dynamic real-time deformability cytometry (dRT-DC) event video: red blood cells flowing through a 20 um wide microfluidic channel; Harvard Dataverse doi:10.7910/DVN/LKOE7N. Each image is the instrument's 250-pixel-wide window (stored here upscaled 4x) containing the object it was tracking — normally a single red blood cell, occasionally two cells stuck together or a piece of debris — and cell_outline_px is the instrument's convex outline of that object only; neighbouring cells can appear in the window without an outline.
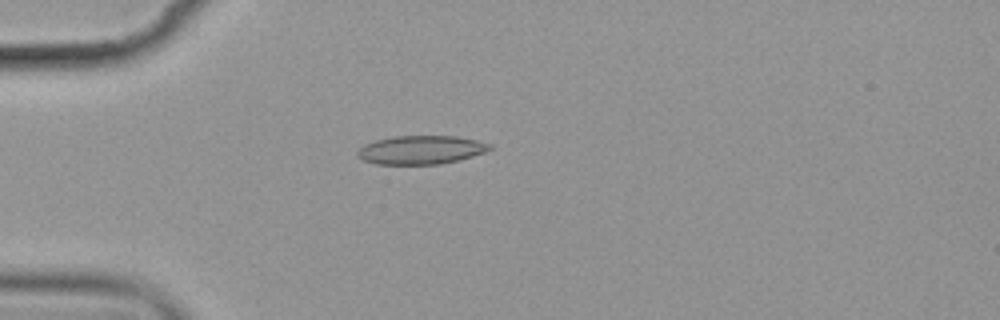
{"species": "common noctule bat (a hibernating species)", "species_latin": "Nyctalus noctula", "temperature_condition": "cold", "stored_images_in_passage": 4, "camera_frame_rate_fps": 3000, "um_per_image_px": 0.085, "animal": {"sex": "female", "body_mass_g": 19.9}, "frame": {"image": 1, "passage_image": 4, "time_ms": 3.333, "image_size_px": [1000, 320], "cell_outline_px": [[492, 148], [484, 152], [472, 156], [440, 164], [376, 164], [364, 160], [356, 156], [356, 152], [364, 144], [376, 140], [392, 136], [456, 136], [476, 140], [492, 144]], "centroid_in_image_um": [35.75, 12.73], "position_along_channel_um": 49.2, "area_um2": 21.96}}